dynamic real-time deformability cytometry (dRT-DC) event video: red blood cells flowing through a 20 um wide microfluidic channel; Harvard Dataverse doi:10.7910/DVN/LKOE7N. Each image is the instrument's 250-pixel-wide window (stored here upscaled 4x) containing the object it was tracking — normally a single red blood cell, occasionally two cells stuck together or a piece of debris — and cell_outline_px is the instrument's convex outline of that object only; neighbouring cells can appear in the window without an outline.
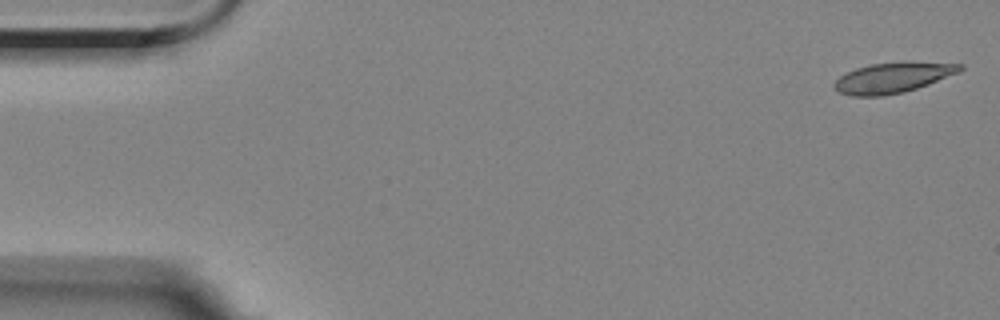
{"species": "Egyptian fruit bat (a non-hibernating species)", "species_latin": "Rousettus aegyptiacus", "temperature_condition": "room temperature", "stored_images_in_passage": 17, "camera_frame_rate_fps": 3000, "um_per_image_px": 0.085, "animal": {"sex": "female"}, "frame": {"image": 1, "passage_image": 1, "time_ms": 0.0, "image_size_px": [1000, 320], "cell_outline_px": [[964, 68], [960, 72], [928, 84], [904, 92], [884, 96], [848, 96], [832, 88], [832, 84], [840, 76], [856, 68], [868, 64], [904, 60], [964, 64]], "centroid_in_image_um": [75.9, 6.58], "position_along_channel_um": 9.1, "area_um2": 22.83}}
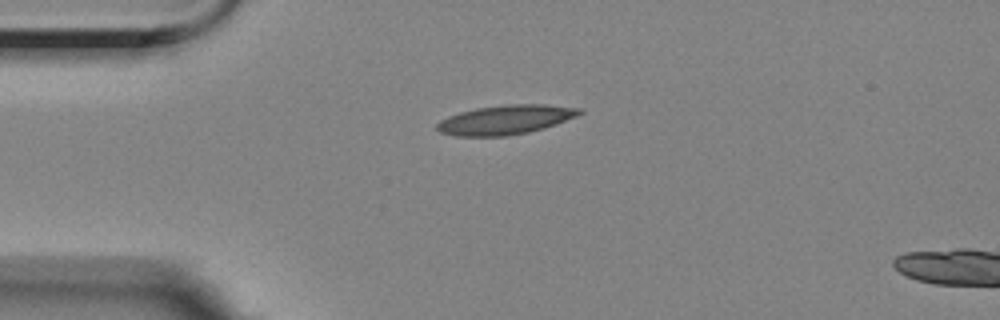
{"frame": {"image": 2, "passage_image": 13, "time_ms": 4.0, "image_size_px": [1000, 320], "cell_outline_px": [[584, 112], [576, 116], [556, 124], [544, 128], [528, 132], [508, 136], [456, 136], [440, 132], [436, 128], [436, 124], [440, 120], [448, 116], [460, 112], [476, 108], [504, 104], [544, 104], [584, 108]], "centroid_in_image_um": [42.98, 10.17], "position_along_channel_um": 42.0, "area_um2": 24.51}}